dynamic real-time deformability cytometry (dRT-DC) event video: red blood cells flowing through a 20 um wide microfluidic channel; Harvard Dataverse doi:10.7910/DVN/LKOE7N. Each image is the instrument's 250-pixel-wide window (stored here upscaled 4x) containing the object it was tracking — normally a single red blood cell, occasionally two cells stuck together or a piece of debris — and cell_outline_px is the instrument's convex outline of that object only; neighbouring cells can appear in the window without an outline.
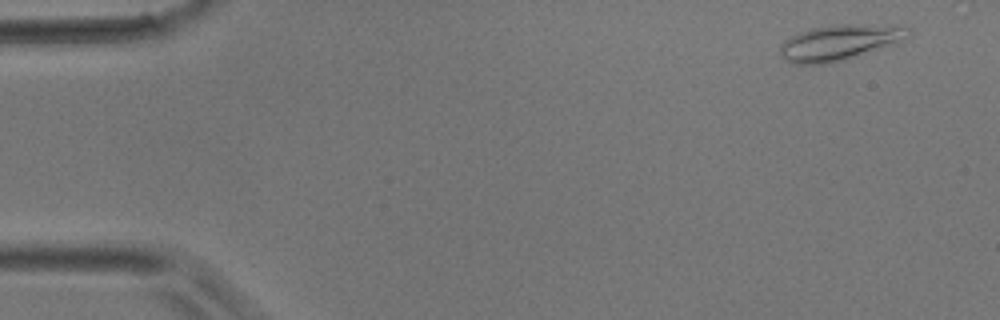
{"species": "common noctule bat (a hibernating species)", "species_latin": "Nyctalus noctula", "temperature_condition": "room temperature", "stored_images_in_passage": 4, "camera_frame_rate_fps": 3000, "um_per_image_px": 0.085, "animal": {"sex": "male", "body_mass_g": 17.9}, "frame": {"image": 1, "passage_image": 1, "time_ms": 0.0, "image_size_px": [1000, 320], "cell_outline_px": [[912, 32], [908, 40], [844, 60], [828, 64], [792, 64], [784, 60], [780, 56], [780, 44], [784, 40], [800, 32], [812, 28], [848, 24], [912, 28]], "centroid_in_image_um": [71.35, 3.64], "position_along_channel_um": 13.7, "area_um2": 26.47}}